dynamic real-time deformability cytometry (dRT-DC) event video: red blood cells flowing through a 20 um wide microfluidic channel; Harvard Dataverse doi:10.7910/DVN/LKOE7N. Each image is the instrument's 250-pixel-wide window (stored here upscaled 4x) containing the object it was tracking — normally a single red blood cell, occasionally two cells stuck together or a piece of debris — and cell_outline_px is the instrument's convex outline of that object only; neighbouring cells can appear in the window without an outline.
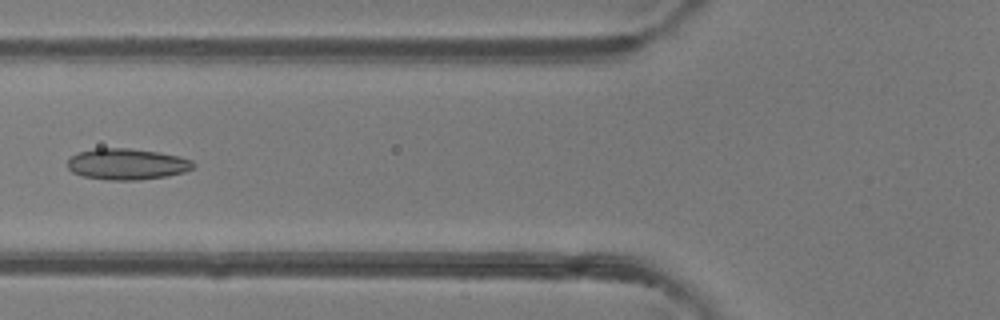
{"species": "common noctule bat (a hibernating species)", "species_latin": "Nyctalus noctula", "temperature_condition": "room temperature", "stored_images_in_passage": 4, "camera_frame_rate_fps": 3000, "um_per_image_px": 0.085, "animal": {"sex": "female"}, "frame": {"image": 1, "passage_image": 4, "time_ms": 4.333, "image_size_px": [1000, 320], "cell_outline_px": [[196, 164], [192, 168], [184, 172], [168, 176], [140, 180], [108, 180], [84, 176], [72, 172], [68, 168], [68, 156], [76, 152], [96, 148], [132, 148], [160, 152], [180, 156], [192, 160]], "centroid_in_image_um": [10.79, 13.94], "position_along_channel_um": 115.0, "area_um2": 23.18}}